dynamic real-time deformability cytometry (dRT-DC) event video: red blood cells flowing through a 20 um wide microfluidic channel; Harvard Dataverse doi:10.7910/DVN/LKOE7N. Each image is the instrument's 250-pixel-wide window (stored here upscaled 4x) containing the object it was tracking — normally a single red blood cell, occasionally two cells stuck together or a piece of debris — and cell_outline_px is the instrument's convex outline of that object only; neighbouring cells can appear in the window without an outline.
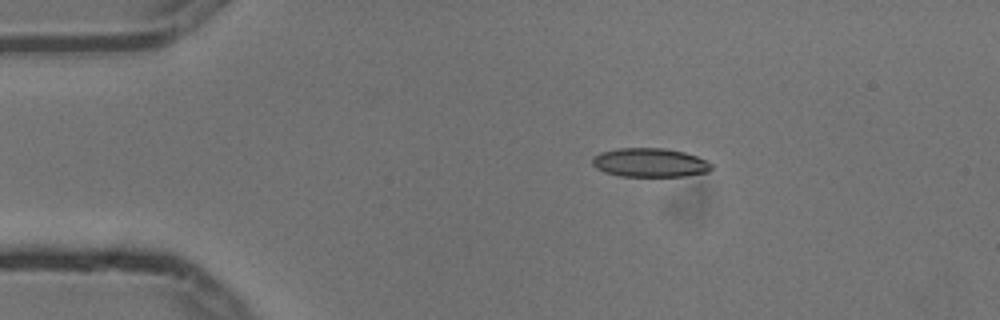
{"species": "common noctule bat (a hibernating species)", "species_latin": "Nyctalus noctula", "temperature_condition": "cold", "stored_images_in_passage": 6, "camera_frame_rate_fps": 3000, "um_per_image_px": 0.085, "animal": {"sex": "male", "body_mass_g": 13.3}, "frame": {"image": 1, "passage_image": 2, "time_ms": 0.333, "image_size_px": [1000, 320], "cell_outline_px": [[712, 168], [708, 172], [684, 176], [620, 176], [604, 172], [596, 168], [592, 164], [592, 160], [600, 152], [620, 148], [664, 148], [684, 152], [708, 160], [712, 164]], "centroid_in_image_um": [55.26, 13.82], "position_along_channel_um": 29.7, "area_um2": 20.06}}
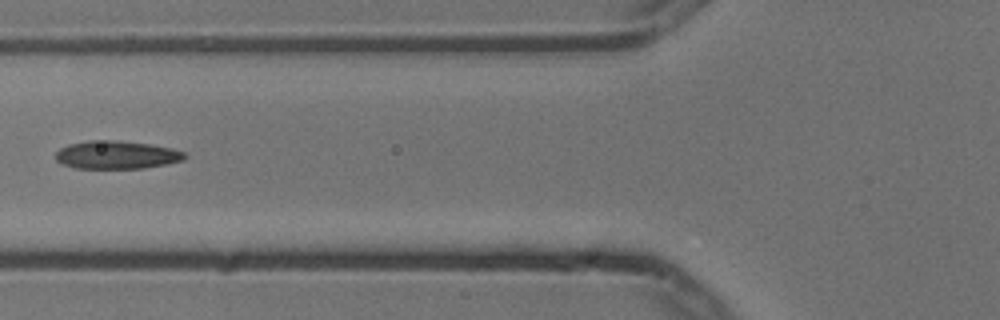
{"frame": {"image": 2, "passage_image": 5, "time_ms": 1.333, "image_size_px": [1000, 320], "cell_outline_px": [[188, 156], [184, 160], [144, 168], [76, 168], [64, 164], [56, 160], [56, 152], [60, 148], [68, 144], [88, 140], [120, 140], [148, 144], [172, 148], [184, 152]], "centroid_in_image_um": [9.91, 13.15], "position_along_channel_um": 115.9, "area_um2": 21.1}}
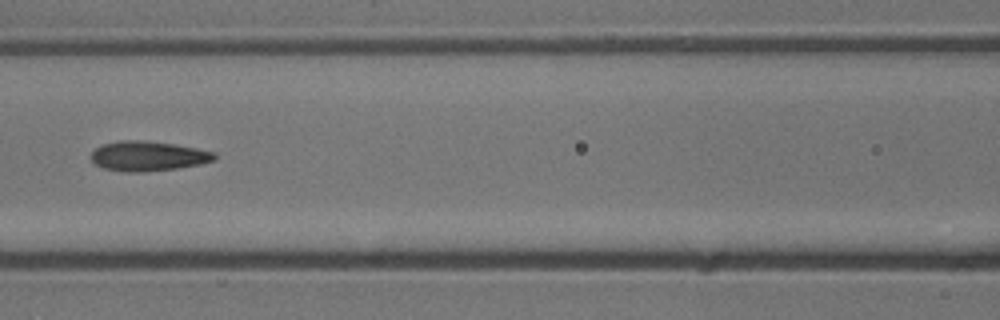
{"frame": {"image": 3, "passage_image": 6, "time_ms": 1.667, "image_size_px": [1000, 320], "cell_outline_px": [[216, 160], [200, 164], [176, 168], [144, 172], [124, 172], [104, 168], [96, 164], [92, 160], [92, 152], [96, 148], [104, 144], [120, 140], [140, 140], [172, 144], [196, 148], [216, 152]], "centroid_in_image_um": [12.6, 13.27], "position_along_channel_um": 154.0, "area_um2": 21.27}}